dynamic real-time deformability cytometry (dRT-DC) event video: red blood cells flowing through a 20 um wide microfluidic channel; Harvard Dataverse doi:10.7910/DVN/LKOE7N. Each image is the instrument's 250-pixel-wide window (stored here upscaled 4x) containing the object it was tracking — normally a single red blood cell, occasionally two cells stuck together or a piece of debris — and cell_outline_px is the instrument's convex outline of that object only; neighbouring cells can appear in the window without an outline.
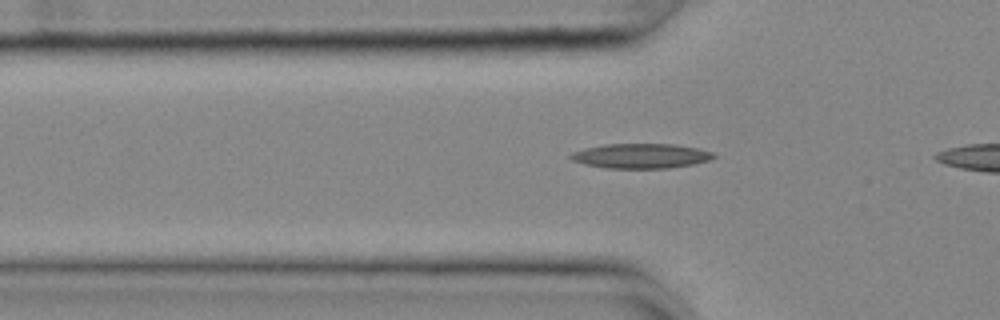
{"species": "common noctule bat (a hibernating species)", "species_latin": "Nyctalus noctula", "temperature_condition": "cold", "stored_images_in_passage": 31, "camera_frame_rate_fps": 3000, "um_per_image_px": 0.085, "animal": {"sex": "female", "body_mass_g": 25.1}, "frame": {"image": 1, "passage_image": 4, "time_ms": 1.0, "image_size_px": [1000, 320], "cell_outline_px": [[716, 156], [708, 160], [692, 164], [668, 168], [608, 168], [584, 164], [572, 160], [568, 156], [572, 152], [584, 148], [604, 144], [672, 144], [696, 148], [712, 152]], "centroid_in_image_um": [54.42, 13.25], "position_along_channel_um": 71.4, "area_um2": 20.46}}
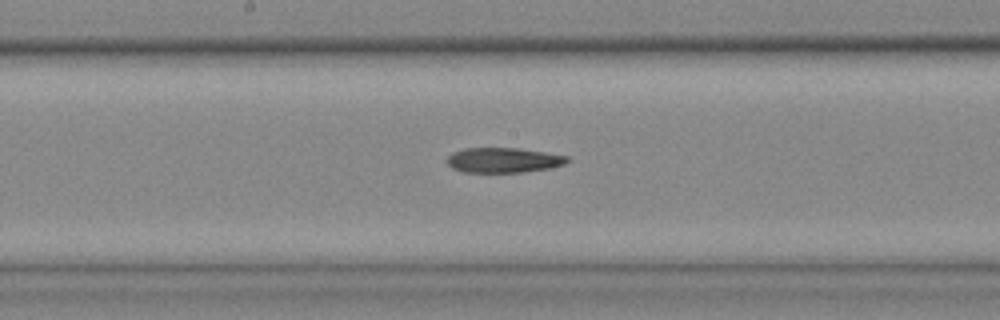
{"frame": {"image": 2, "passage_image": 15, "time_ms": 4.667, "image_size_px": [1000, 320], "cell_outline_px": [[572, 160], [564, 164], [548, 168], [520, 172], [464, 172], [452, 168], [448, 164], [448, 156], [452, 152], [464, 148], [516, 148], [544, 152], [568, 156]], "centroid_in_image_um": [42.79, 13.61], "position_along_channel_um": 205.4, "area_um2": 17.4}}
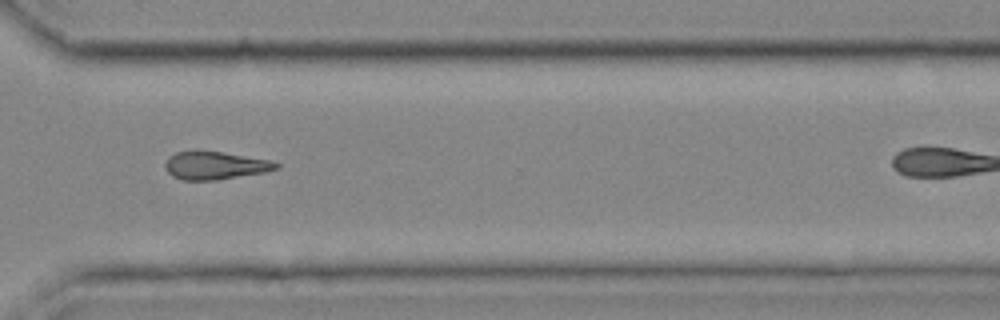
{"frame": {"image": 3, "passage_image": 27, "time_ms": 8.667, "image_size_px": [1000, 320], "cell_outline_px": [[280, 168], [264, 172], [216, 180], [184, 180], [172, 176], [168, 172], [164, 164], [168, 156], [176, 152], [220, 152], [268, 160], [280, 164]], "centroid_in_image_um": [18.26, 14.08], "position_along_channel_um": 352.3, "area_um2": 17.63}}